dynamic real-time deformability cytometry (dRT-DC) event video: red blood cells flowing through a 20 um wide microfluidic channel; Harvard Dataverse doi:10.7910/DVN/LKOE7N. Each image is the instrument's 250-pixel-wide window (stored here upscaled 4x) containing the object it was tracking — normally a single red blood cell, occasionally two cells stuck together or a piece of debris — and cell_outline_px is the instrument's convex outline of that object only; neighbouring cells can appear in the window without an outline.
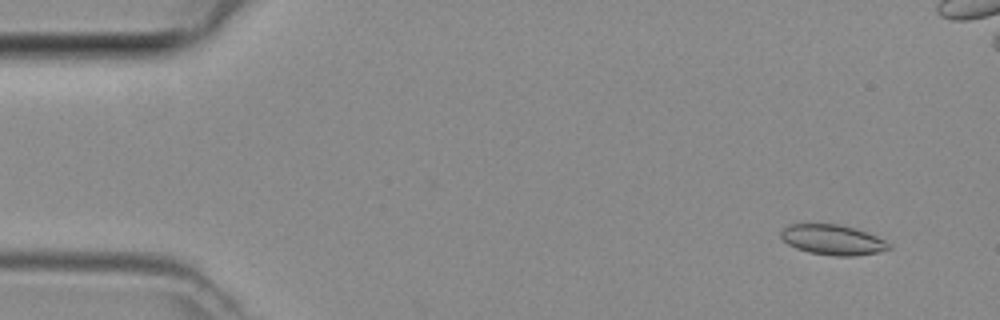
{"species": "common noctule bat (a hibernating species)", "species_latin": "Nyctalus noctula", "temperature_condition": "room temperature", "stored_images_in_passage": 3, "camera_frame_rate_fps": 3000, "um_per_image_px": 0.085, "animal": {"sex": "female", "body_mass_g": 29.2, "forearm_length_mm": 56.3}, "frame": {"image": 1, "passage_image": 1, "time_ms": 0.0, "image_size_px": [1000, 320], "cell_outline_px": [[892, 248], [880, 252], [856, 256], [832, 256], [808, 252], [796, 248], [788, 244], [780, 236], [780, 232], [788, 224], [840, 224], [856, 228], [876, 236], [892, 244]], "centroid_in_image_um": [70.81, 20.39], "position_along_channel_um": 14.2, "area_um2": 19.19}}